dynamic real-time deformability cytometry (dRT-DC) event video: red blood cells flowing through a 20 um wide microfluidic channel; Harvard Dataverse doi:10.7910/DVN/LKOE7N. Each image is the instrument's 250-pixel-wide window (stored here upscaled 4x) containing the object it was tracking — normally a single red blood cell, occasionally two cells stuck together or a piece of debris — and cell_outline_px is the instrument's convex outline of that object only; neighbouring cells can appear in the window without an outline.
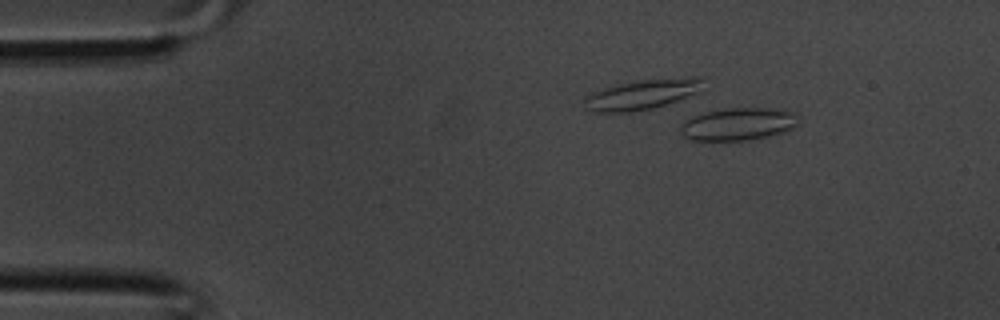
{"species": "common noctule bat (a hibernating species)", "species_latin": "Nyctalus noctula", "temperature_condition": "room temperature", "stored_images_in_passage": 9, "camera_frame_rate_fps": 3000, "um_per_image_px": 0.085, "animal": {"sex": "male", "body_mass_g": 20.1, "forearm_length_mm": 53.5}, "frame": {"image": 1, "passage_image": 3, "time_ms": 0.667, "image_size_px": [1000, 320], "cell_outline_px": [[796, 124], [792, 128], [784, 132], [768, 136], [744, 140], [692, 140], [684, 136], [680, 132], [680, 124], [684, 120], [692, 116], [704, 112], [724, 108], [784, 108], [796, 112]], "centroid_in_image_um": [62.73, 10.52], "position_along_channel_um": 22.3, "area_um2": 22.54}}